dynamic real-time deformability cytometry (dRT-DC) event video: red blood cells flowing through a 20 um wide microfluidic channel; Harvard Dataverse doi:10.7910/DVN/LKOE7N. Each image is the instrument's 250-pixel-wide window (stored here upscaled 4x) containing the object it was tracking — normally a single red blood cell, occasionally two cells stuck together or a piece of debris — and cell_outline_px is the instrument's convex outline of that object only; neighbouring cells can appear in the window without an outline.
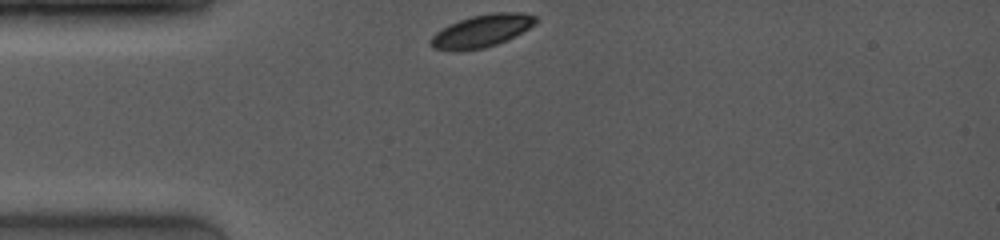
{"species": "common noctule bat (a hibernating species)", "species_latin": "Nyctalus noctula", "temperature_condition": "room temperature", "stored_images_in_passage": 48, "camera_frame_rate_fps": 4000, "um_per_image_px": 0.085, "animal": {"sex": "female", "body_mass_g": 19.0, "forearm_length_mm": 53.3}, "frame": {"image": 1, "passage_image": 1, "time_ms": 0.0, "image_size_px": [1000, 240], "cell_outline_px": [[536, 24], [496, 44], [484, 48], [460, 52], [452, 52], [432, 48], [428, 44], [428, 40], [436, 32], [448, 24], [472, 16], [492, 12], [524, 12], [536, 16]], "centroid_in_image_um": [40.86, 2.64], "position_along_channel_um": 44.1, "area_um2": 20.06}}
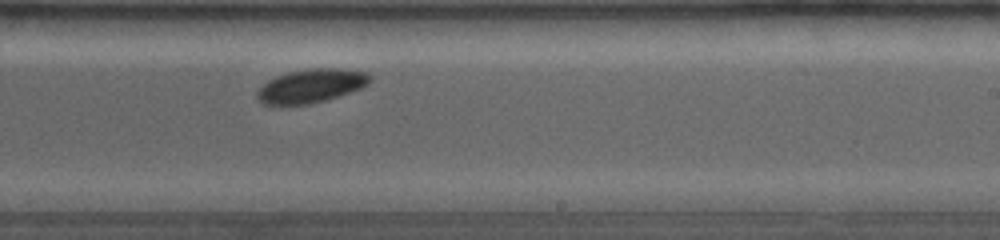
{"frame": {"image": 2, "passage_image": 33, "time_ms": 6.0, "image_size_px": [1000, 240], "cell_outline_px": [[372, 80], [368, 84], [360, 88], [324, 100], [308, 104], [264, 104], [256, 96], [256, 92], [268, 80], [276, 76], [288, 72], [308, 68], [340, 68], [368, 72], [372, 76]], "centroid_in_image_um": [26.47, 7.27], "position_along_channel_um": 262.5, "area_um2": 21.91}}
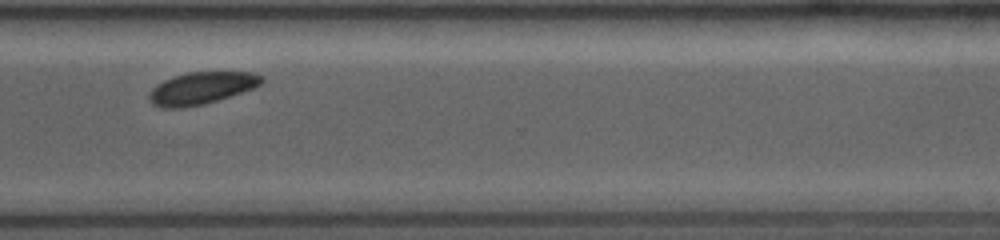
{"frame": {"image": 3, "passage_image": 47, "time_ms": 8.25, "image_size_px": [1000, 240], "cell_outline_px": [[264, 80], [260, 84], [252, 88], [204, 104], [184, 108], [160, 108], [152, 104], [148, 100], [148, 96], [152, 88], [156, 84], [172, 76], [188, 72], [252, 72], [264, 76]], "centroid_in_image_um": [17.06, 7.49], "position_along_channel_um": 353.5, "area_um2": 21.1}}